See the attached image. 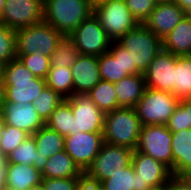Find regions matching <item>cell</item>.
<instances>
[{
    "instance_id": "18",
    "label": "cell",
    "mask_w": 191,
    "mask_h": 190,
    "mask_svg": "<svg viewBox=\"0 0 191 190\" xmlns=\"http://www.w3.org/2000/svg\"><path fill=\"white\" fill-rule=\"evenodd\" d=\"M73 78V94H88L100 78L98 56L79 55L71 66Z\"/></svg>"
},
{
    "instance_id": "10",
    "label": "cell",
    "mask_w": 191,
    "mask_h": 190,
    "mask_svg": "<svg viewBox=\"0 0 191 190\" xmlns=\"http://www.w3.org/2000/svg\"><path fill=\"white\" fill-rule=\"evenodd\" d=\"M70 36L81 55L101 56L109 51L112 42L94 13L85 19Z\"/></svg>"
},
{
    "instance_id": "8",
    "label": "cell",
    "mask_w": 191,
    "mask_h": 190,
    "mask_svg": "<svg viewBox=\"0 0 191 190\" xmlns=\"http://www.w3.org/2000/svg\"><path fill=\"white\" fill-rule=\"evenodd\" d=\"M172 132L167 125L142 126L135 150L162 162L170 170L173 168Z\"/></svg>"
},
{
    "instance_id": "2",
    "label": "cell",
    "mask_w": 191,
    "mask_h": 190,
    "mask_svg": "<svg viewBox=\"0 0 191 190\" xmlns=\"http://www.w3.org/2000/svg\"><path fill=\"white\" fill-rule=\"evenodd\" d=\"M91 14L87 0H43V21L63 35H71Z\"/></svg>"
},
{
    "instance_id": "20",
    "label": "cell",
    "mask_w": 191,
    "mask_h": 190,
    "mask_svg": "<svg viewBox=\"0 0 191 190\" xmlns=\"http://www.w3.org/2000/svg\"><path fill=\"white\" fill-rule=\"evenodd\" d=\"M173 168L174 176H182L191 169V128L172 133Z\"/></svg>"
},
{
    "instance_id": "3",
    "label": "cell",
    "mask_w": 191,
    "mask_h": 190,
    "mask_svg": "<svg viewBox=\"0 0 191 190\" xmlns=\"http://www.w3.org/2000/svg\"><path fill=\"white\" fill-rule=\"evenodd\" d=\"M141 128L135 108H117L105 114L104 142L135 150Z\"/></svg>"
},
{
    "instance_id": "5",
    "label": "cell",
    "mask_w": 191,
    "mask_h": 190,
    "mask_svg": "<svg viewBox=\"0 0 191 190\" xmlns=\"http://www.w3.org/2000/svg\"><path fill=\"white\" fill-rule=\"evenodd\" d=\"M179 102L171 92L146 87L134 108L142 126L166 125Z\"/></svg>"
},
{
    "instance_id": "28",
    "label": "cell",
    "mask_w": 191,
    "mask_h": 190,
    "mask_svg": "<svg viewBox=\"0 0 191 190\" xmlns=\"http://www.w3.org/2000/svg\"><path fill=\"white\" fill-rule=\"evenodd\" d=\"M46 125L60 135L69 136L74 131V115L70 103L65 99L52 112Z\"/></svg>"
},
{
    "instance_id": "41",
    "label": "cell",
    "mask_w": 191,
    "mask_h": 190,
    "mask_svg": "<svg viewBox=\"0 0 191 190\" xmlns=\"http://www.w3.org/2000/svg\"><path fill=\"white\" fill-rule=\"evenodd\" d=\"M74 190H101V182L87 172H82L78 177V183Z\"/></svg>"
},
{
    "instance_id": "24",
    "label": "cell",
    "mask_w": 191,
    "mask_h": 190,
    "mask_svg": "<svg viewBox=\"0 0 191 190\" xmlns=\"http://www.w3.org/2000/svg\"><path fill=\"white\" fill-rule=\"evenodd\" d=\"M81 173L70 155L63 150L47 159L42 178H74L79 177Z\"/></svg>"
},
{
    "instance_id": "9",
    "label": "cell",
    "mask_w": 191,
    "mask_h": 190,
    "mask_svg": "<svg viewBox=\"0 0 191 190\" xmlns=\"http://www.w3.org/2000/svg\"><path fill=\"white\" fill-rule=\"evenodd\" d=\"M132 155L133 150L128 147L104 142L86 172L102 182L129 166L132 163Z\"/></svg>"
},
{
    "instance_id": "35",
    "label": "cell",
    "mask_w": 191,
    "mask_h": 190,
    "mask_svg": "<svg viewBox=\"0 0 191 190\" xmlns=\"http://www.w3.org/2000/svg\"><path fill=\"white\" fill-rule=\"evenodd\" d=\"M166 125L172 133L191 128V99L180 100Z\"/></svg>"
},
{
    "instance_id": "54",
    "label": "cell",
    "mask_w": 191,
    "mask_h": 190,
    "mask_svg": "<svg viewBox=\"0 0 191 190\" xmlns=\"http://www.w3.org/2000/svg\"><path fill=\"white\" fill-rule=\"evenodd\" d=\"M0 190H13V189H10V188H7V187H4L0 184Z\"/></svg>"
},
{
    "instance_id": "16",
    "label": "cell",
    "mask_w": 191,
    "mask_h": 190,
    "mask_svg": "<svg viewBox=\"0 0 191 190\" xmlns=\"http://www.w3.org/2000/svg\"><path fill=\"white\" fill-rule=\"evenodd\" d=\"M2 113L4 124L14 126L30 135L46 125L32 103L4 102Z\"/></svg>"
},
{
    "instance_id": "52",
    "label": "cell",
    "mask_w": 191,
    "mask_h": 190,
    "mask_svg": "<svg viewBox=\"0 0 191 190\" xmlns=\"http://www.w3.org/2000/svg\"><path fill=\"white\" fill-rule=\"evenodd\" d=\"M149 190H167V185H163V186H160V187H156V188H151Z\"/></svg>"
},
{
    "instance_id": "4",
    "label": "cell",
    "mask_w": 191,
    "mask_h": 190,
    "mask_svg": "<svg viewBox=\"0 0 191 190\" xmlns=\"http://www.w3.org/2000/svg\"><path fill=\"white\" fill-rule=\"evenodd\" d=\"M118 42L130 52L132 65L144 74L156 54L163 49L162 39L156 36L144 24H138L129 30Z\"/></svg>"
},
{
    "instance_id": "32",
    "label": "cell",
    "mask_w": 191,
    "mask_h": 190,
    "mask_svg": "<svg viewBox=\"0 0 191 190\" xmlns=\"http://www.w3.org/2000/svg\"><path fill=\"white\" fill-rule=\"evenodd\" d=\"M63 100H65V98H63L59 93L46 86L32 101V104L38 114L46 122L50 118L52 112Z\"/></svg>"
},
{
    "instance_id": "22",
    "label": "cell",
    "mask_w": 191,
    "mask_h": 190,
    "mask_svg": "<svg viewBox=\"0 0 191 190\" xmlns=\"http://www.w3.org/2000/svg\"><path fill=\"white\" fill-rule=\"evenodd\" d=\"M35 146L40 153V172L46 167L47 159L64 150L65 136L47 125L37 130L33 135Z\"/></svg>"
},
{
    "instance_id": "11",
    "label": "cell",
    "mask_w": 191,
    "mask_h": 190,
    "mask_svg": "<svg viewBox=\"0 0 191 190\" xmlns=\"http://www.w3.org/2000/svg\"><path fill=\"white\" fill-rule=\"evenodd\" d=\"M104 143L103 132H76L65 136L64 150L86 172Z\"/></svg>"
},
{
    "instance_id": "23",
    "label": "cell",
    "mask_w": 191,
    "mask_h": 190,
    "mask_svg": "<svg viewBox=\"0 0 191 190\" xmlns=\"http://www.w3.org/2000/svg\"><path fill=\"white\" fill-rule=\"evenodd\" d=\"M146 88L144 74L128 75L114 83L120 107H135Z\"/></svg>"
},
{
    "instance_id": "39",
    "label": "cell",
    "mask_w": 191,
    "mask_h": 190,
    "mask_svg": "<svg viewBox=\"0 0 191 190\" xmlns=\"http://www.w3.org/2000/svg\"><path fill=\"white\" fill-rule=\"evenodd\" d=\"M45 190H74L78 177L74 178H42Z\"/></svg>"
},
{
    "instance_id": "1",
    "label": "cell",
    "mask_w": 191,
    "mask_h": 190,
    "mask_svg": "<svg viewBox=\"0 0 191 190\" xmlns=\"http://www.w3.org/2000/svg\"><path fill=\"white\" fill-rule=\"evenodd\" d=\"M46 86V79L35 77L18 58L3 66L4 102L32 103Z\"/></svg>"
},
{
    "instance_id": "17",
    "label": "cell",
    "mask_w": 191,
    "mask_h": 190,
    "mask_svg": "<svg viewBox=\"0 0 191 190\" xmlns=\"http://www.w3.org/2000/svg\"><path fill=\"white\" fill-rule=\"evenodd\" d=\"M186 15L175 2L156 4L143 24L163 40Z\"/></svg>"
},
{
    "instance_id": "45",
    "label": "cell",
    "mask_w": 191,
    "mask_h": 190,
    "mask_svg": "<svg viewBox=\"0 0 191 190\" xmlns=\"http://www.w3.org/2000/svg\"><path fill=\"white\" fill-rule=\"evenodd\" d=\"M108 0H87L89 5L94 9L95 7L99 6L100 4H103Z\"/></svg>"
},
{
    "instance_id": "46",
    "label": "cell",
    "mask_w": 191,
    "mask_h": 190,
    "mask_svg": "<svg viewBox=\"0 0 191 190\" xmlns=\"http://www.w3.org/2000/svg\"><path fill=\"white\" fill-rule=\"evenodd\" d=\"M3 104H4V91L2 84H0V112H2Z\"/></svg>"
},
{
    "instance_id": "47",
    "label": "cell",
    "mask_w": 191,
    "mask_h": 190,
    "mask_svg": "<svg viewBox=\"0 0 191 190\" xmlns=\"http://www.w3.org/2000/svg\"><path fill=\"white\" fill-rule=\"evenodd\" d=\"M191 185V169L185 172L182 176Z\"/></svg>"
},
{
    "instance_id": "38",
    "label": "cell",
    "mask_w": 191,
    "mask_h": 190,
    "mask_svg": "<svg viewBox=\"0 0 191 190\" xmlns=\"http://www.w3.org/2000/svg\"><path fill=\"white\" fill-rule=\"evenodd\" d=\"M125 2L127 8L139 24L144 23L156 6L154 0H125Z\"/></svg>"
},
{
    "instance_id": "44",
    "label": "cell",
    "mask_w": 191,
    "mask_h": 190,
    "mask_svg": "<svg viewBox=\"0 0 191 190\" xmlns=\"http://www.w3.org/2000/svg\"><path fill=\"white\" fill-rule=\"evenodd\" d=\"M7 157L6 155L0 150V182L3 178L5 167H6Z\"/></svg>"
},
{
    "instance_id": "30",
    "label": "cell",
    "mask_w": 191,
    "mask_h": 190,
    "mask_svg": "<svg viewBox=\"0 0 191 190\" xmlns=\"http://www.w3.org/2000/svg\"><path fill=\"white\" fill-rule=\"evenodd\" d=\"M7 162L15 164L33 165L40 171V153L36 149L32 135L24 140L15 150L7 156Z\"/></svg>"
},
{
    "instance_id": "37",
    "label": "cell",
    "mask_w": 191,
    "mask_h": 190,
    "mask_svg": "<svg viewBox=\"0 0 191 190\" xmlns=\"http://www.w3.org/2000/svg\"><path fill=\"white\" fill-rule=\"evenodd\" d=\"M16 58L15 30L0 24V65Z\"/></svg>"
},
{
    "instance_id": "21",
    "label": "cell",
    "mask_w": 191,
    "mask_h": 190,
    "mask_svg": "<svg viewBox=\"0 0 191 190\" xmlns=\"http://www.w3.org/2000/svg\"><path fill=\"white\" fill-rule=\"evenodd\" d=\"M163 49L175 56L191 55V14H187L162 40Z\"/></svg>"
},
{
    "instance_id": "50",
    "label": "cell",
    "mask_w": 191,
    "mask_h": 190,
    "mask_svg": "<svg viewBox=\"0 0 191 190\" xmlns=\"http://www.w3.org/2000/svg\"><path fill=\"white\" fill-rule=\"evenodd\" d=\"M156 4L172 3L174 0H154Z\"/></svg>"
},
{
    "instance_id": "15",
    "label": "cell",
    "mask_w": 191,
    "mask_h": 190,
    "mask_svg": "<svg viewBox=\"0 0 191 190\" xmlns=\"http://www.w3.org/2000/svg\"><path fill=\"white\" fill-rule=\"evenodd\" d=\"M176 56L161 49L144 73L146 87L173 94Z\"/></svg>"
},
{
    "instance_id": "6",
    "label": "cell",
    "mask_w": 191,
    "mask_h": 190,
    "mask_svg": "<svg viewBox=\"0 0 191 190\" xmlns=\"http://www.w3.org/2000/svg\"><path fill=\"white\" fill-rule=\"evenodd\" d=\"M62 36V33L44 21L17 29L15 30L16 55L40 52L46 57H51Z\"/></svg>"
},
{
    "instance_id": "43",
    "label": "cell",
    "mask_w": 191,
    "mask_h": 190,
    "mask_svg": "<svg viewBox=\"0 0 191 190\" xmlns=\"http://www.w3.org/2000/svg\"><path fill=\"white\" fill-rule=\"evenodd\" d=\"M187 14H191V0H174Z\"/></svg>"
},
{
    "instance_id": "40",
    "label": "cell",
    "mask_w": 191,
    "mask_h": 190,
    "mask_svg": "<svg viewBox=\"0 0 191 190\" xmlns=\"http://www.w3.org/2000/svg\"><path fill=\"white\" fill-rule=\"evenodd\" d=\"M111 46L121 55V64L128 75H137L141 74L135 65H132V58L130 56V52L125 49L118 41H112Z\"/></svg>"
},
{
    "instance_id": "53",
    "label": "cell",
    "mask_w": 191,
    "mask_h": 190,
    "mask_svg": "<svg viewBox=\"0 0 191 190\" xmlns=\"http://www.w3.org/2000/svg\"><path fill=\"white\" fill-rule=\"evenodd\" d=\"M3 66L0 65V84H2Z\"/></svg>"
},
{
    "instance_id": "12",
    "label": "cell",
    "mask_w": 191,
    "mask_h": 190,
    "mask_svg": "<svg viewBox=\"0 0 191 190\" xmlns=\"http://www.w3.org/2000/svg\"><path fill=\"white\" fill-rule=\"evenodd\" d=\"M132 165L135 170L134 190L163 186L172 176L170 169L162 162L137 150H133Z\"/></svg>"
},
{
    "instance_id": "34",
    "label": "cell",
    "mask_w": 191,
    "mask_h": 190,
    "mask_svg": "<svg viewBox=\"0 0 191 190\" xmlns=\"http://www.w3.org/2000/svg\"><path fill=\"white\" fill-rule=\"evenodd\" d=\"M16 58L35 76L43 79L47 78L51 68L50 57L44 56L40 52L27 55H16Z\"/></svg>"
},
{
    "instance_id": "25",
    "label": "cell",
    "mask_w": 191,
    "mask_h": 190,
    "mask_svg": "<svg viewBox=\"0 0 191 190\" xmlns=\"http://www.w3.org/2000/svg\"><path fill=\"white\" fill-rule=\"evenodd\" d=\"M173 95L179 100L191 99V55L176 56Z\"/></svg>"
},
{
    "instance_id": "48",
    "label": "cell",
    "mask_w": 191,
    "mask_h": 190,
    "mask_svg": "<svg viewBox=\"0 0 191 190\" xmlns=\"http://www.w3.org/2000/svg\"><path fill=\"white\" fill-rule=\"evenodd\" d=\"M28 190H45L43 183L31 186Z\"/></svg>"
},
{
    "instance_id": "19",
    "label": "cell",
    "mask_w": 191,
    "mask_h": 190,
    "mask_svg": "<svg viewBox=\"0 0 191 190\" xmlns=\"http://www.w3.org/2000/svg\"><path fill=\"white\" fill-rule=\"evenodd\" d=\"M42 182V173L33 165L6 162L0 184L13 190H28Z\"/></svg>"
},
{
    "instance_id": "7",
    "label": "cell",
    "mask_w": 191,
    "mask_h": 190,
    "mask_svg": "<svg viewBox=\"0 0 191 190\" xmlns=\"http://www.w3.org/2000/svg\"><path fill=\"white\" fill-rule=\"evenodd\" d=\"M93 13L112 41H118L139 24L127 8L125 0H108L95 7Z\"/></svg>"
},
{
    "instance_id": "36",
    "label": "cell",
    "mask_w": 191,
    "mask_h": 190,
    "mask_svg": "<svg viewBox=\"0 0 191 190\" xmlns=\"http://www.w3.org/2000/svg\"><path fill=\"white\" fill-rule=\"evenodd\" d=\"M29 136V133L21 129L4 124L0 132V150L7 156Z\"/></svg>"
},
{
    "instance_id": "14",
    "label": "cell",
    "mask_w": 191,
    "mask_h": 190,
    "mask_svg": "<svg viewBox=\"0 0 191 190\" xmlns=\"http://www.w3.org/2000/svg\"><path fill=\"white\" fill-rule=\"evenodd\" d=\"M43 22V0H6L0 24L13 30Z\"/></svg>"
},
{
    "instance_id": "49",
    "label": "cell",
    "mask_w": 191,
    "mask_h": 190,
    "mask_svg": "<svg viewBox=\"0 0 191 190\" xmlns=\"http://www.w3.org/2000/svg\"><path fill=\"white\" fill-rule=\"evenodd\" d=\"M5 1L6 0H0V22H1V16L4 10V6H5Z\"/></svg>"
},
{
    "instance_id": "29",
    "label": "cell",
    "mask_w": 191,
    "mask_h": 190,
    "mask_svg": "<svg viewBox=\"0 0 191 190\" xmlns=\"http://www.w3.org/2000/svg\"><path fill=\"white\" fill-rule=\"evenodd\" d=\"M46 85L65 99L72 97L73 78L71 67H51L46 78Z\"/></svg>"
},
{
    "instance_id": "33",
    "label": "cell",
    "mask_w": 191,
    "mask_h": 190,
    "mask_svg": "<svg viewBox=\"0 0 191 190\" xmlns=\"http://www.w3.org/2000/svg\"><path fill=\"white\" fill-rule=\"evenodd\" d=\"M135 170L132 163L121 172L101 182V190H134Z\"/></svg>"
},
{
    "instance_id": "51",
    "label": "cell",
    "mask_w": 191,
    "mask_h": 190,
    "mask_svg": "<svg viewBox=\"0 0 191 190\" xmlns=\"http://www.w3.org/2000/svg\"><path fill=\"white\" fill-rule=\"evenodd\" d=\"M4 126V118H3V113L0 112V132H1V129L2 127Z\"/></svg>"
},
{
    "instance_id": "27",
    "label": "cell",
    "mask_w": 191,
    "mask_h": 190,
    "mask_svg": "<svg viewBox=\"0 0 191 190\" xmlns=\"http://www.w3.org/2000/svg\"><path fill=\"white\" fill-rule=\"evenodd\" d=\"M88 95L105 114L120 108L114 84L111 82L100 80L99 83L88 92Z\"/></svg>"
},
{
    "instance_id": "42",
    "label": "cell",
    "mask_w": 191,
    "mask_h": 190,
    "mask_svg": "<svg viewBox=\"0 0 191 190\" xmlns=\"http://www.w3.org/2000/svg\"><path fill=\"white\" fill-rule=\"evenodd\" d=\"M166 185L167 190H191V185L181 176L172 175Z\"/></svg>"
},
{
    "instance_id": "26",
    "label": "cell",
    "mask_w": 191,
    "mask_h": 190,
    "mask_svg": "<svg viewBox=\"0 0 191 190\" xmlns=\"http://www.w3.org/2000/svg\"><path fill=\"white\" fill-rule=\"evenodd\" d=\"M101 80L116 83L127 77L121 64V55L110 45L109 51L98 56Z\"/></svg>"
},
{
    "instance_id": "13",
    "label": "cell",
    "mask_w": 191,
    "mask_h": 190,
    "mask_svg": "<svg viewBox=\"0 0 191 190\" xmlns=\"http://www.w3.org/2000/svg\"><path fill=\"white\" fill-rule=\"evenodd\" d=\"M66 100L70 103L74 115L72 134L104 131L105 113L98 108L88 94H73Z\"/></svg>"
},
{
    "instance_id": "31",
    "label": "cell",
    "mask_w": 191,
    "mask_h": 190,
    "mask_svg": "<svg viewBox=\"0 0 191 190\" xmlns=\"http://www.w3.org/2000/svg\"><path fill=\"white\" fill-rule=\"evenodd\" d=\"M79 55L73 38L70 35H63L50 57L51 67H71Z\"/></svg>"
}]
</instances>
